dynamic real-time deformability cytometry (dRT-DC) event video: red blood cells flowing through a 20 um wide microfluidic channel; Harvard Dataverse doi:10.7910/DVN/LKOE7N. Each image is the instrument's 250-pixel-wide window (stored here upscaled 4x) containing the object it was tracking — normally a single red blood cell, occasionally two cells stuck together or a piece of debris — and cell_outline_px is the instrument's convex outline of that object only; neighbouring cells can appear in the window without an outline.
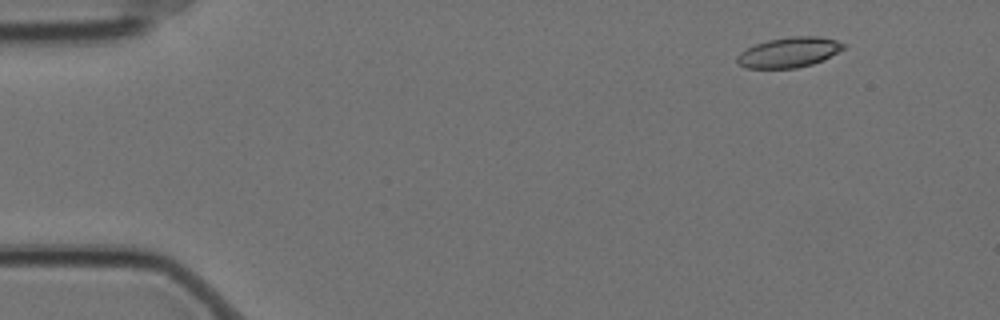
{"species": "Egyptian fruit bat (a non-hibernating species)", "species_latin": "Rousettus aegyptiacus", "temperature_condition": "cold", "stored_images_in_passage": 13, "camera_frame_rate_fps": 3000, "um_per_image_px": 0.085, "animal": {"sex": "female"}, "frame": {"image": 1, "passage_image": 2, "time_ms": 0.333, "image_size_px": [1000, 320], "cell_outline_px": [[844, 48], [812, 64], [796, 68], [744, 68], [736, 64], [736, 56], [740, 52], [756, 44], [768, 40], [792, 36], [820, 36], [836, 40], [844, 44]], "centroid_in_image_um": [66.99, 4.45], "position_along_channel_um": 18.0, "area_um2": 18.5}}
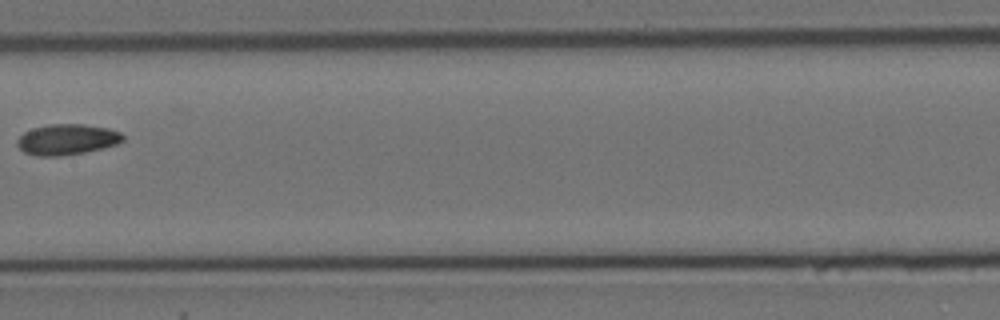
{"frame": {"image": 2, "passage_image": 8, "time_ms": 2.333, "image_size_px": [1000, 320], "cell_outline_px": [[124, 140], [116, 144], [84, 152], [60, 156], [36, 156], [24, 152], [16, 144], [16, 140], [24, 132], [32, 128], [48, 124], [84, 124], [108, 128], [120, 132], [124, 136]], "centroid_in_image_um": [5.66, 11.84], "position_along_channel_um": 201.7, "area_um2": 18.9}}
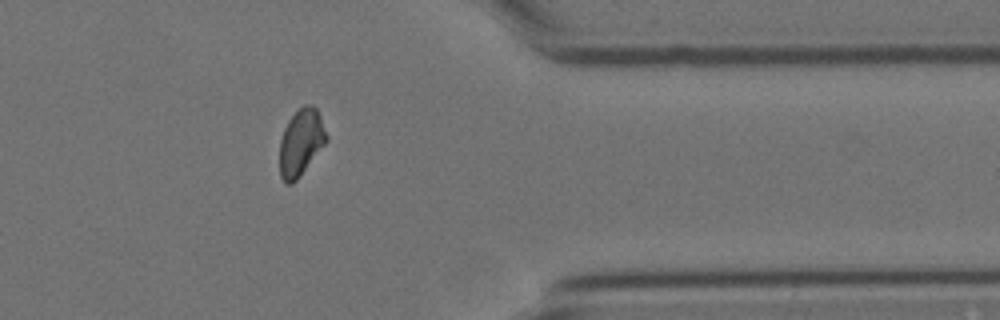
{"frame": {"image": 3, "passage_image": 13, "time_ms": 4.0, "image_size_px": [1000, 320], "cell_outline_px": [[328, 140], [296, 180], [292, 184], [284, 184], [280, 176], [280, 140], [284, 128], [288, 120], [304, 104], [312, 104], [316, 108], [320, 116], [328, 136]], "centroid_in_image_um": [25.57, 12.1], "position_along_channel_um": 385.8, "area_um2": 18.09}}